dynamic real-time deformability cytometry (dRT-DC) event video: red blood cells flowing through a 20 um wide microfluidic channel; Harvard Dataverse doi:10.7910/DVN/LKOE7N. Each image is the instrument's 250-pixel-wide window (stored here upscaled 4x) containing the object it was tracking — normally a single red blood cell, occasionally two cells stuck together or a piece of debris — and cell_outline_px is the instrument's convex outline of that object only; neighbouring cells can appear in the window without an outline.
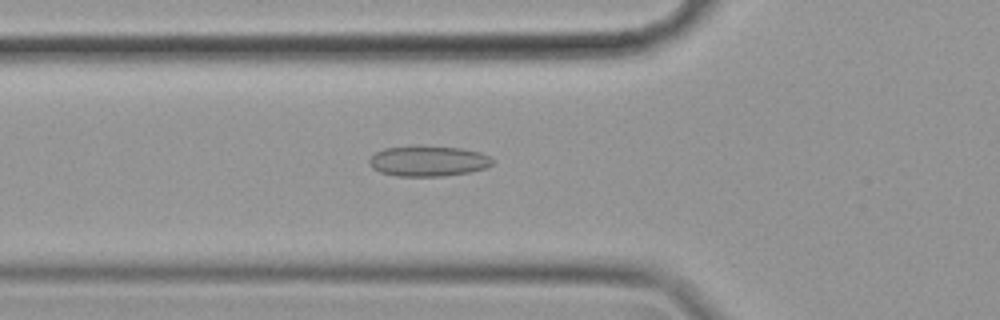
{"species": "common noctule bat (a hibernating species)", "species_latin": "Nyctalus noctula", "temperature_condition": "cold", "stored_images_in_passage": 57, "camera_frame_rate_fps": 3000, "um_per_image_px": 0.085, "animal": {"sex": "female", "body_mass_g": 19.9}, "frame": {"image": 1, "passage_image": 20, "time_ms": 6.333, "image_size_px": [1000, 320], "cell_outline_px": [[496, 160], [492, 164], [484, 168], [468, 172], [444, 176], [396, 176], [380, 172], [372, 168], [368, 160], [376, 152], [384, 148], [412, 144], [420, 144], [460, 148], [480, 152]], "centroid_in_image_um": [36.37, 13.66], "position_along_channel_um": 89.4, "area_um2": 22.37}}
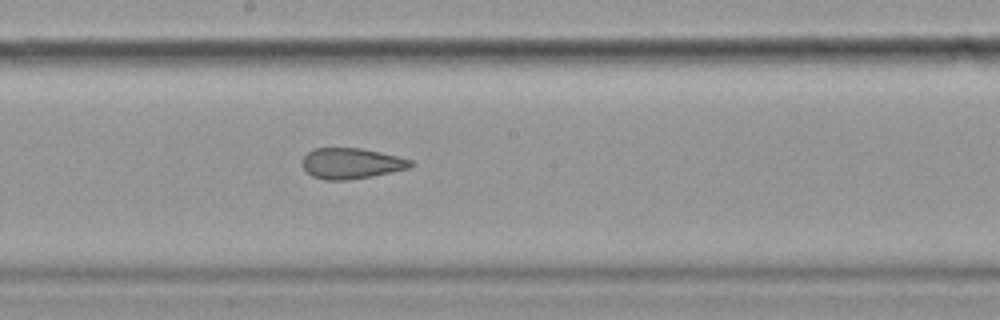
{"frame": {"image": 2, "passage_image": 31, "time_ms": 10.0, "image_size_px": [1000, 320], "cell_outline_px": [[412, 164], [408, 168], [372, 176], [348, 180], [324, 180], [312, 176], [304, 168], [304, 156], [308, 152], [316, 148], [360, 148], [380, 152], [412, 160]], "centroid_in_image_um": [29.85, 13.89], "position_along_channel_um": 218.4, "area_um2": 19.07}}
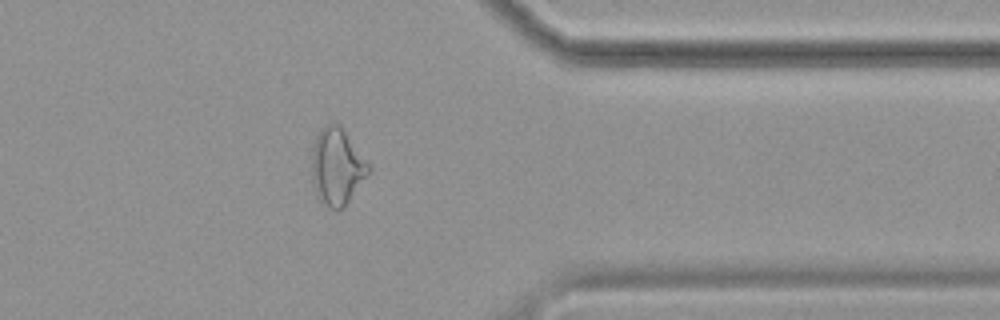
{"frame": {"image": 3, "passage_image": 46, "time_ms": 15.0, "image_size_px": [1000, 320], "cell_outline_px": [[372, 172], [344, 208], [336, 212], [324, 204], [316, 196], [312, 180], [312, 144], [320, 128], [324, 124], [332, 120], [340, 124], [372, 168]], "centroid_in_image_um": [28.65, 14.16], "position_along_channel_um": 382.7, "area_um2": 26.24}, "authors_computed_cell_mechanics": {"area_um2": 23.9292, "velocity_mm_per_s": 3.5123, "shape_relaxation_time_tau1_ms": null, "shape_relaxation_time_tau2_ms": 2.7484, "deformation_change_tau1": null, "deformation_change_tau2": 0.102}}